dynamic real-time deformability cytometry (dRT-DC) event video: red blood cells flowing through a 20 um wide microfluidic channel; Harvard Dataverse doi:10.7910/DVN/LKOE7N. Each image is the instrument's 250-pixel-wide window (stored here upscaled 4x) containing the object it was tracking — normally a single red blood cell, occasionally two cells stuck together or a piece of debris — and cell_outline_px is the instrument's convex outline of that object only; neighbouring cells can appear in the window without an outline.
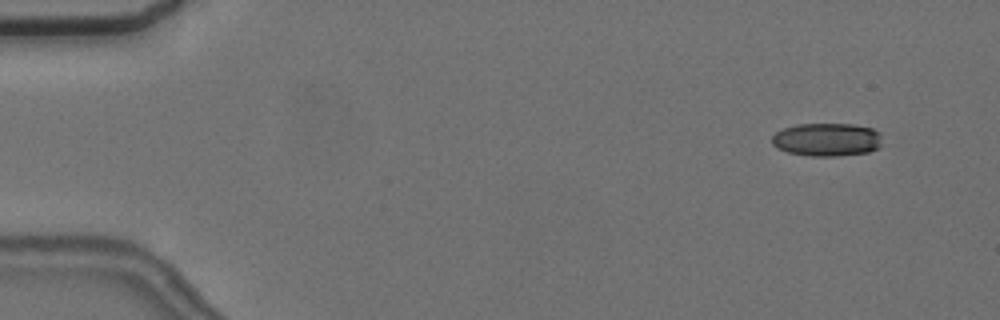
{"species": "common noctule bat (a hibernating species)", "species_latin": "Nyctalus noctula", "temperature_condition": "cold", "stored_images_in_passage": 6, "camera_frame_rate_fps": 3000, "um_per_image_px": 0.085, "animal": {"sex": "female", "body_mass_g": 24.6, "forearm_length_mm": 56.2}, "frame": {"image": 1, "passage_image": 2, "time_ms": 1.333, "image_size_px": [1000, 320], "cell_outline_px": [[880, 148], [868, 152], [836, 156], [812, 156], [788, 152], [776, 148], [772, 144], [772, 136], [776, 132], [784, 128], [796, 124], [852, 124], [872, 128], [880, 132]], "centroid_in_image_um": [70.28, 11.86], "position_along_channel_um": 14.7, "area_um2": 21.39}}
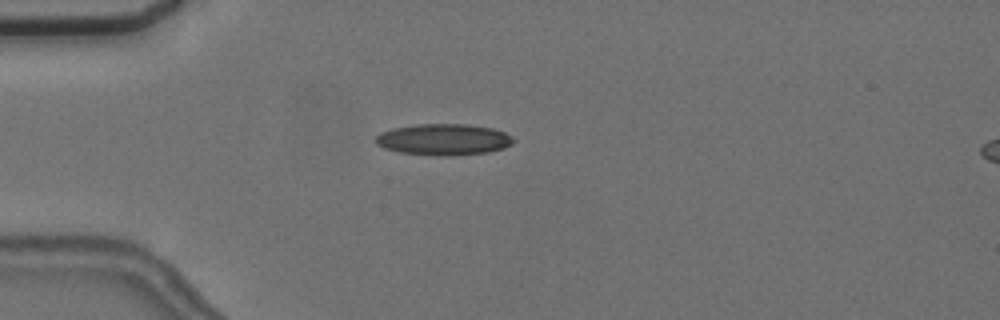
{"frame": {"image": 2, "passage_image": 5, "time_ms": 5.0, "image_size_px": [1000, 320], "cell_outline_px": [[516, 140], [512, 144], [504, 148], [488, 152], [448, 156], [436, 156], [400, 152], [384, 148], [376, 144], [376, 136], [380, 132], [392, 128], [416, 124], [468, 124], [492, 128], [504, 132], [512, 136]], "centroid_in_image_um": [37.71, 11.85], "position_along_channel_um": 47.3, "area_um2": 25.32}}